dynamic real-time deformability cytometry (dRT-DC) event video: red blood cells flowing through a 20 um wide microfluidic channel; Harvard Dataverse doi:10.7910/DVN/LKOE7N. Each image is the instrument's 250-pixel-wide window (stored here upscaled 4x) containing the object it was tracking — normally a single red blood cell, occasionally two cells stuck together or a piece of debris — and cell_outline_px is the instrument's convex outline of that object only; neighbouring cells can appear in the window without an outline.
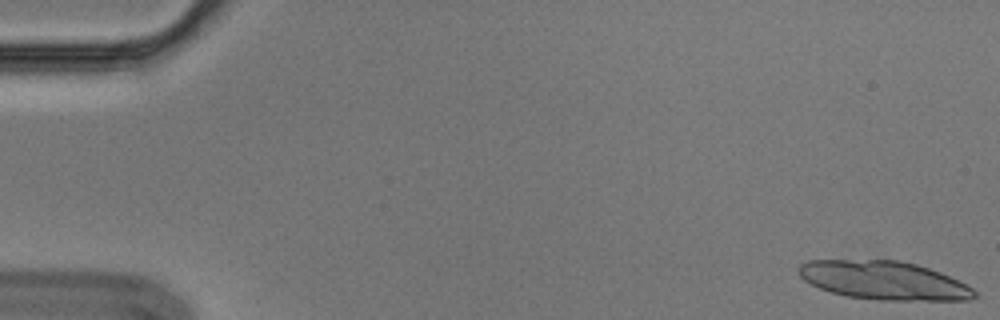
{"species": "Egyptian fruit bat (a non-hibernating species)", "species_latin": "Rousettus aegyptiacus", "temperature_condition": "cold", "stored_images_in_passage": 5, "camera_frame_rate_fps": 3000, "um_per_image_px": 0.085, "animal": {"sex": "male"}, "frame": {"image": 1, "passage_image": 1, "time_ms": 0.0, "image_size_px": [1000, 320], "cell_outline_px": [[976, 296], [972, 300], [880, 300], [848, 296], [832, 292], [820, 288], [804, 280], [796, 272], [796, 268], [800, 264], [808, 260], [900, 260], [916, 264], [940, 272], [972, 288], [976, 292]], "centroid_in_image_um": [75.09, 23.83], "position_along_channel_um": 9.9, "area_um2": 39.3}}